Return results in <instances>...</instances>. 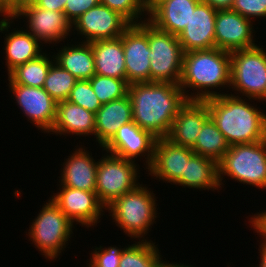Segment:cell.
Wrapping results in <instances>:
<instances>
[{"mask_svg": "<svg viewBox=\"0 0 266 267\" xmlns=\"http://www.w3.org/2000/svg\"><path fill=\"white\" fill-rule=\"evenodd\" d=\"M128 95L133 122L157 139L168 135L178 111L187 102L180 86L168 82L133 83Z\"/></svg>", "mask_w": 266, "mask_h": 267, "instance_id": "1", "label": "cell"}, {"mask_svg": "<svg viewBox=\"0 0 266 267\" xmlns=\"http://www.w3.org/2000/svg\"><path fill=\"white\" fill-rule=\"evenodd\" d=\"M230 71V52L228 51L218 48L188 51L183 55L179 86L187 100L204 101L226 95L225 92L220 93V89L221 87L230 89ZM188 88L189 90L186 91ZM216 88L220 91L217 92ZM190 89L193 93L191 91V94H188Z\"/></svg>", "mask_w": 266, "mask_h": 267, "instance_id": "2", "label": "cell"}, {"mask_svg": "<svg viewBox=\"0 0 266 267\" xmlns=\"http://www.w3.org/2000/svg\"><path fill=\"white\" fill-rule=\"evenodd\" d=\"M204 101L210 117L230 146L266 139V114L247 103L246 98L227 93Z\"/></svg>", "mask_w": 266, "mask_h": 267, "instance_id": "3", "label": "cell"}, {"mask_svg": "<svg viewBox=\"0 0 266 267\" xmlns=\"http://www.w3.org/2000/svg\"><path fill=\"white\" fill-rule=\"evenodd\" d=\"M149 189L143 184H139L133 190L114 200L105 209L109 211V216L113 218L117 227L119 226L130 238L135 240L138 238L139 241H148L144 237L158 216L156 194Z\"/></svg>", "mask_w": 266, "mask_h": 267, "instance_id": "4", "label": "cell"}, {"mask_svg": "<svg viewBox=\"0 0 266 267\" xmlns=\"http://www.w3.org/2000/svg\"><path fill=\"white\" fill-rule=\"evenodd\" d=\"M224 176L258 189H266V139L230 146L218 162L220 188L224 185Z\"/></svg>", "mask_w": 266, "mask_h": 267, "instance_id": "5", "label": "cell"}, {"mask_svg": "<svg viewBox=\"0 0 266 267\" xmlns=\"http://www.w3.org/2000/svg\"><path fill=\"white\" fill-rule=\"evenodd\" d=\"M230 70V88L237 91V97L242 94L251 102L266 101L265 49L257 45L230 52Z\"/></svg>", "mask_w": 266, "mask_h": 267, "instance_id": "6", "label": "cell"}, {"mask_svg": "<svg viewBox=\"0 0 266 267\" xmlns=\"http://www.w3.org/2000/svg\"><path fill=\"white\" fill-rule=\"evenodd\" d=\"M48 200L31 223L27 236L43 256L52 261L65 250L75 227L58 206Z\"/></svg>", "mask_w": 266, "mask_h": 267, "instance_id": "7", "label": "cell"}, {"mask_svg": "<svg viewBox=\"0 0 266 267\" xmlns=\"http://www.w3.org/2000/svg\"><path fill=\"white\" fill-rule=\"evenodd\" d=\"M150 82L178 84L182 74L184 51L178 37L148 21Z\"/></svg>", "mask_w": 266, "mask_h": 267, "instance_id": "8", "label": "cell"}, {"mask_svg": "<svg viewBox=\"0 0 266 267\" xmlns=\"http://www.w3.org/2000/svg\"><path fill=\"white\" fill-rule=\"evenodd\" d=\"M98 160L96 193L105 207L140 184L138 182L140 170L134 161L108 153Z\"/></svg>", "mask_w": 266, "mask_h": 267, "instance_id": "9", "label": "cell"}, {"mask_svg": "<svg viewBox=\"0 0 266 267\" xmlns=\"http://www.w3.org/2000/svg\"><path fill=\"white\" fill-rule=\"evenodd\" d=\"M10 16L13 19L26 18L27 29L25 30L43 44L56 45L60 41L65 42L64 39L70 36L72 29V24L67 20L64 12L45 10L35 6L31 1L18 5Z\"/></svg>", "mask_w": 266, "mask_h": 267, "instance_id": "10", "label": "cell"}, {"mask_svg": "<svg viewBox=\"0 0 266 267\" xmlns=\"http://www.w3.org/2000/svg\"><path fill=\"white\" fill-rule=\"evenodd\" d=\"M127 83L150 82L148 20L131 24L121 35Z\"/></svg>", "mask_w": 266, "mask_h": 267, "instance_id": "11", "label": "cell"}, {"mask_svg": "<svg viewBox=\"0 0 266 267\" xmlns=\"http://www.w3.org/2000/svg\"><path fill=\"white\" fill-rule=\"evenodd\" d=\"M59 187L60 191L50 198L72 223L89 228L100 222L106 207L100 202L96 192Z\"/></svg>", "mask_w": 266, "mask_h": 267, "instance_id": "12", "label": "cell"}, {"mask_svg": "<svg viewBox=\"0 0 266 267\" xmlns=\"http://www.w3.org/2000/svg\"><path fill=\"white\" fill-rule=\"evenodd\" d=\"M130 25L119 13L99 3L82 14L72 24V30L84 38L82 42L92 43L120 37Z\"/></svg>", "mask_w": 266, "mask_h": 267, "instance_id": "13", "label": "cell"}, {"mask_svg": "<svg viewBox=\"0 0 266 267\" xmlns=\"http://www.w3.org/2000/svg\"><path fill=\"white\" fill-rule=\"evenodd\" d=\"M150 132L141 129L133 121L122 125L113 138L102 147L103 151L114 156L136 161L139 156L145 157L146 168L148 169L154 158V146L156 142Z\"/></svg>", "mask_w": 266, "mask_h": 267, "instance_id": "14", "label": "cell"}, {"mask_svg": "<svg viewBox=\"0 0 266 267\" xmlns=\"http://www.w3.org/2000/svg\"><path fill=\"white\" fill-rule=\"evenodd\" d=\"M18 107L38 130L48 133L55 122L57 102L43 87L8 84Z\"/></svg>", "mask_w": 266, "mask_h": 267, "instance_id": "15", "label": "cell"}, {"mask_svg": "<svg viewBox=\"0 0 266 267\" xmlns=\"http://www.w3.org/2000/svg\"><path fill=\"white\" fill-rule=\"evenodd\" d=\"M253 21L231 9L217 10L215 48L232 52L257 46Z\"/></svg>", "mask_w": 266, "mask_h": 267, "instance_id": "16", "label": "cell"}, {"mask_svg": "<svg viewBox=\"0 0 266 267\" xmlns=\"http://www.w3.org/2000/svg\"><path fill=\"white\" fill-rule=\"evenodd\" d=\"M190 147L177 145L166 137L156 139L154 158L148 168L154 179L174 184L185 174L186 162L194 155Z\"/></svg>", "mask_w": 266, "mask_h": 267, "instance_id": "17", "label": "cell"}, {"mask_svg": "<svg viewBox=\"0 0 266 267\" xmlns=\"http://www.w3.org/2000/svg\"><path fill=\"white\" fill-rule=\"evenodd\" d=\"M216 13V9L203 1L195 7L189 23L177 36L184 53L215 48Z\"/></svg>", "mask_w": 266, "mask_h": 267, "instance_id": "18", "label": "cell"}, {"mask_svg": "<svg viewBox=\"0 0 266 267\" xmlns=\"http://www.w3.org/2000/svg\"><path fill=\"white\" fill-rule=\"evenodd\" d=\"M209 118L210 113L205 101L187 100L174 118L166 138L177 145L191 148Z\"/></svg>", "mask_w": 266, "mask_h": 267, "instance_id": "19", "label": "cell"}, {"mask_svg": "<svg viewBox=\"0 0 266 267\" xmlns=\"http://www.w3.org/2000/svg\"><path fill=\"white\" fill-rule=\"evenodd\" d=\"M12 20L10 15H3V19H0V32L6 31V37H4V45L6 46L3 49L6 54L5 65L8 73L16 66L33 60L44 53L40 47L42 44L27 30L22 29L23 27L20 30L14 28L9 33L8 29L11 28Z\"/></svg>", "mask_w": 266, "mask_h": 267, "instance_id": "20", "label": "cell"}, {"mask_svg": "<svg viewBox=\"0 0 266 267\" xmlns=\"http://www.w3.org/2000/svg\"><path fill=\"white\" fill-rule=\"evenodd\" d=\"M202 0H161L149 11L147 20L160 30L178 36L189 23L192 11Z\"/></svg>", "mask_w": 266, "mask_h": 267, "instance_id": "21", "label": "cell"}, {"mask_svg": "<svg viewBox=\"0 0 266 267\" xmlns=\"http://www.w3.org/2000/svg\"><path fill=\"white\" fill-rule=\"evenodd\" d=\"M65 160L60 174L59 185L96 192L98 161L94 160L92 153L80 146Z\"/></svg>", "mask_w": 266, "mask_h": 267, "instance_id": "22", "label": "cell"}, {"mask_svg": "<svg viewBox=\"0 0 266 267\" xmlns=\"http://www.w3.org/2000/svg\"><path fill=\"white\" fill-rule=\"evenodd\" d=\"M133 121L132 104L125 97L102 104L95 114V137L99 146L104 147L124 124Z\"/></svg>", "mask_w": 266, "mask_h": 267, "instance_id": "23", "label": "cell"}, {"mask_svg": "<svg viewBox=\"0 0 266 267\" xmlns=\"http://www.w3.org/2000/svg\"><path fill=\"white\" fill-rule=\"evenodd\" d=\"M49 133L56 136L94 135L95 138V114L67 100L57 102L55 122Z\"/></svg>", "mask_w": 266, "mask_h": 267, "instance_id": "24", "label": "cell"}, {"mask_svg": "<svg viewBox=\"0 0 266 267\" xmlns=\"http://www.w3.org/2000/svg\"><path fill=\"white\" fill-rule=\"evenodd\" d=\"M95 74L126 80L122 38L99 40L91 43Z\"/></svg>", "mask_w": 266, "mask_h": 267, "instance_id": "25", "label": "cell"}, {"mask_svg": "<svg viewBox=\"0 0 266 267\" xmlns=\"http://www.w3.org/2000/svg\"><path fill=\"white\" fill-rule=\"evenodd\" d=\"M59 49L61 50L53 55L54 62L70 72L78 80H89L95 75L91 43L75 42V45L67 44V46L64 45Z\"/></svg>", "mask_w": 266, "mask_h": 267, "instance_id": "26", "label": "cell"}, {"mask_svg": "<svg viewBox=\"0 0 266 267\" xmlns=\"http://www.w3.org/2000/svg\"><path fill=\"white\" fill-rule=\"evenodd\" d=\"M175 184L189 189L221 190L218 163L214 159L194 154L186 162L185 174Z\"/></svg>", "mask_w": 266, "mask_h": 267, "instance_id": "27", "label": "cell"}, {"mask_svg": "<svg viewBox=\"0 0 266 267\" xmlns=\"http://www.w3.org/2000/svg\"><path fill=\"white\" fill-rule=\"evenodd\" d=\"M48 56L44 51L39 57L16 66L7 74L9 84L43 87L50 65L54 62V57Z\"/></svg>", "mask_w": 266, "mask_h": 267, "instance_id": "28", "label": "cell"}, {"mask_svg": "<svg viewBox=\"0 0 266 267\" xmlns=\"http://www.w3.org/2000/svg\"><path fill=\"white\" fill-rule=\"evenodd\" d=\"M229 148V143L211 117L203 124L195 144L191 147L195 154L214 159L217 163Z\"/></svg>", "mask_w": 266, "mask_h": 267, "instance_id": "29", "label": "cell"}, {"mask_svg": "<svg viewBox=\"0 0 266 267\" xmlns=\"http://www.w3.org/2000/svg\"><path fill=\"white\" fill-rule=\"evenodd\" d=\"M134 242L123 249L119 267H158L162 263V255L153 241Z\"/></svg>", "mask_w": 266, "mask_h": 267, "instance_id": "30", "label": "cell"}, {"mask_svg": "<svg viewBox=\"0 0 266 267\" xmlns=\"http://www.w3.org/2000/svg\"><path fill=\"white\" fill-rule=\"evenodd\" d=\"M77 81L70 72L53 62L43 88L56 102L65 101Z\"/></svg>", "mask_w": 266, "mask_h": 267, "instance_id": "31", "label": "cell"}, {"mask_svg": "<svg viewBox=\"0 0 266 267\" xmlns=\"http://www.w3.org/2000/svg\"><path fill=\"white\" fill-rule=\"evenodd\" d=\"M94 93L102 104L125 97L128 94L127 80L95 74L89 79Z\"/></svg>", "mask_w": 266, "mask_h": 267, "instance_id": "32", "label": "cell"}, {"mask_svg": "<svg viewBox=\"0 0 266 267\" xmlns=\"http://www.w3.org/2000/svg\"><path fill=\"white\" fill-rule=\"evenodd\" d=\"M100 4L119 13L130 24H138L147 19L148 11L141 0H100Z\"/></svg>", "mask_w": 266, "mask_h": 267, "instance_id": "33", "label": "cell"}, {"mask_svg": "<svg viewBox=\"0 0 266 267\" xmlns=\"http://www.w3.org/2000/svg\"><path fill=\"white\" fill-rule=\"evenodd\" d=\"M67 101L77 104L94 114L102 106L89 80H78L72 88Z\"/></svg>", "mask_w": 266, "mask_h": 267, "instance_id": "34", "label": "cell"}, {"mask_svg": "<svg viewBox=\"0 0 266 267\" xmlns=\"http://www.w3.org/2000/svg\"><path fill=\"white\" fill-rule=\"evenodd\" d=\"M124 248H118V247H108L103 248V246L100 245V247H96L91 252V258L89 259L88 267H119L121 254L123 252ZM98 250V251H97Z\"/></svg>", "mask_w": 266, "mask_h": 267, "instance_id": "35", "label": "cell"}, {"mask_svg": "<svg viewBox=\"0 0 266 267\" xmlns=\"http://www.w3.org/2000/svg\"><path fill=\"white\" fill-rule=\"evenodd\" d=\"M231 10L249 20L255 17L266 19V0H234Z\"/></svg>", "mask_w": 266, "mask_h": 267, "instance_id": "36", "label": "cell"}, {"mask_svg": "<svg viewBox=\"0 0 266 267\" xmlns=\"http://www.w3.org/2000/svg\"><path fill=\"white\" fill-rule=\"evenodd\" d=\"M99 3L100 0H67L64 13L67 20L73 24L82 14Z\"/></svg>", "mask_w": 266, "mask_h": 267, "instance_id": "37", "label": "cell"}, {"mask_svg": "<svg viewBox=\"0 0 266 267\" xmlns=\"http://www.w3.org/2000/svg\"><path fill=\"white\" fill-rule=\"evenodd\" d=\"M67 0H31V2L42 9L64 12Z\"/></svg>", "mask_w": 266, "mask_h": 267, "instance_id": "38", "label": "cell"}, {"mask_svg": "<svg viewBox=\"0 0 266 267\" xmlns=\"http://www.w3.org/2000/svg\"><path fill=\"white\" fill-rule=\"evenodd\" d=\"M249 223L251 227H253V229L257 232V235L259 233V235L263 238L261 241V245L259 246L260 249H258L259 250L258 253H260L259 265L255 267H266V235H264L250 220Z\"/></svg>", "mask_w": 266, "mask_h": 267, "instance_id": "39", "label": "cell"}, {"mask_svg": "<svg viewBox=\"0 0 266 267\" xmlns=\"http://www.w3.org/2000/svg\"><path fill=\"white\" fill-rule=\"evenodd\" d=\"M216 10L231 9L234 0H202Z\"/></svg>", "mask_w": 266, "mask_h": 267, "instance_id": "40", "label": "cell"}, {"mask_svg": "<svg viewBox=\"0 0 266 267\" xmlns=\"http://www.w3.org/2000/svg\"><path fill=\"white\" fill-rule=\"evenodd\" d=\"M13 12V0H0V17Z\"/></svg>", "mask_w": 266, "mask_h": 267, "instance_id": "41", "label": "cell"}, {"mask_svg": "<svg viewBox=\"0 0 266 267\" xmlns=\"http://www.w3.org/2000/svg\"><path fill=\"white\" fill-rule=\"evenodd\" d=\"M192 265H184V263L183 264H178V263H176V264H174V263H169V261H168V263H167V261H163L162 260V263L158 266V267H191ZM193 267V266H192Z\"/></svg>", "mask_w": 266, "mask_h": 267, "instance_id": "42", "label": "cell"}, {"mask_svg": "<svg viewBox=\"0 0 266 267\" xmlns=\"http://www.w3.org/2000/svg\"><path fill=\"white\" fill-rule=\"evenodd\" d=\"M141 1L143 2L147 11H149L157 2L161 0H141Z\"/></svg>", "mask_w": 266, "mask_h": 267, "instance_id": "43", "label": "cell"}, {"mask_svg": "<svg viewBox=\"0 0 266 267\" xmlns=\"http://www.w3.org/2000/svg\"><path fill=\"white\" fill-rule=\"evenodd\" d=\"M31 0H13V11L16 9V7L24 2H29Z\"/></svg>", "mask_w": 266, "mask_h": 267, "instance_id": "44", "label": "cell"}]
</instances>
